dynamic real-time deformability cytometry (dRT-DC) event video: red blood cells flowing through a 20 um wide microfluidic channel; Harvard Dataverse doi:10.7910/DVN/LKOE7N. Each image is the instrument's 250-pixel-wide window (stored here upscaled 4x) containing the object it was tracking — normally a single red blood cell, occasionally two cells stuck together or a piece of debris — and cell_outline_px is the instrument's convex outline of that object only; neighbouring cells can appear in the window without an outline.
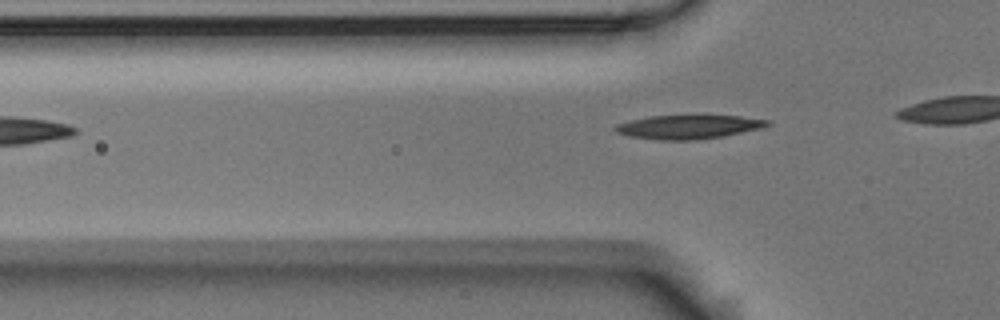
{"species": "Egyptian fruit bat (a non-hibernating species)", "species_latin": "Rousettus aegyptiacus", "temperature_condition": "room temperature", "stored_images_in_passage": 2, "camera_frame_rate_fps": 3000, "um_per_image_px": 0.085, "animal": {"sex": "male"}, "frame": {"image": 1, "passage_image": 2, "time_ms": 0.333, "image_size_px": [1000, 320], "cell_outline_px": [[772, 124], [764, 128], [724, 136], [692, 140], [660, 140], [628, 136], [616, 132], [612, 128], [616, 124], [648, 116], [740, 116], [772, 120]], "centroid_in_image_um": [58.56, 10.79], "position_along_channel_um": 67.2, "area_um2": 21.21}}